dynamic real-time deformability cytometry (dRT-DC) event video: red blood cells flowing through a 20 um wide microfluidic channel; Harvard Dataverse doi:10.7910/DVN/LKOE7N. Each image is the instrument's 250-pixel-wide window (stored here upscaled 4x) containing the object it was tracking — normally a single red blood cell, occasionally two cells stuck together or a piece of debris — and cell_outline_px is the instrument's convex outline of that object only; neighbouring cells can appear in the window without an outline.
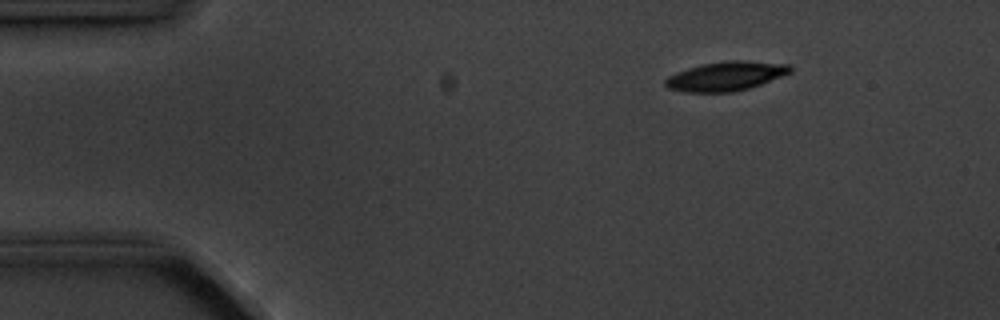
{"species": "common noctule bat (a hibernating species)", "species_latin": "Nyctalus noctula", "temperature_condition": "cold", "stored_images_in_passage": 4, "camera_frame_rate_fps": 3000, "um_per_image_px": 0.085, "animal": {"sex": "male", "body_mass_g": 20.1, "forearm_length_mm": 53.5}, "frame": {"image": 1, "passage_image": 1, "time_ms": 0.0, "image_size_px": [1000, 320], "cell_outline_px": [[792, 72], [760, 84], [748, 88], [732, 92], [684, 92], [668, 88], [664, 84], [664, 80], [668, 76], [676, 72], [688, 68], [704, 64], [728, 60], [744, 60], [792, 64]], "centroid_in_image_um": [61.71, 6.46], "position_along_channel_um": 23.3, "area_um2": 21.27}}
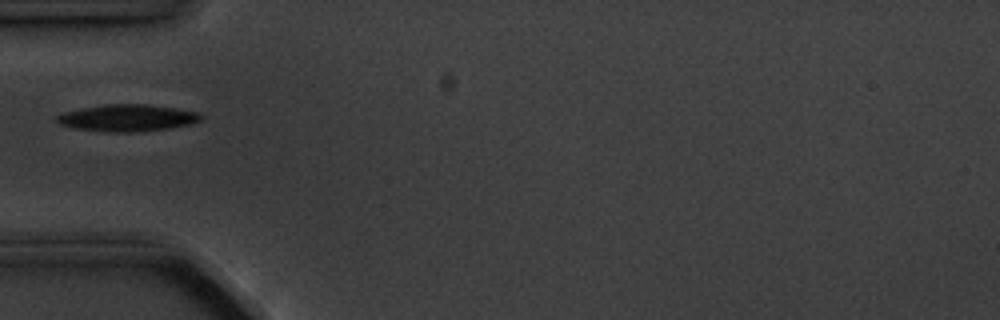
{"frame": {"image": 2, "passage_image": 4, "time_ms": 3.333, "image_size_px": [1000, 320], "cell_outline_px": [[204, 116], [200, 120], [192, 124], [172, 128], [136, 132], [104, 132], [72, 128], [56, 124], [56, 116], [64, 112], [104, 104], [148, 104], [176, 108], [196, 112]], "centroid_in_image_um": [10.81, 10.03], "position_along_channel_um": 74.2, "area_um2": 22.83}}